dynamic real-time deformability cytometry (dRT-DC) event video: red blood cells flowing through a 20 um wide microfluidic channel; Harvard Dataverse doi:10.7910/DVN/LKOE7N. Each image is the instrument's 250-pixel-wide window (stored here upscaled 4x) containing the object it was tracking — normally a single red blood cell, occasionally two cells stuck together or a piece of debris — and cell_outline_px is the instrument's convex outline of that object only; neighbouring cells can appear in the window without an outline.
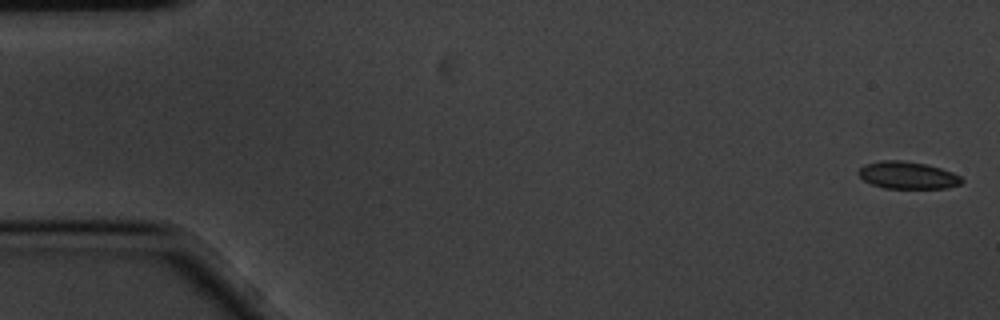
{"species": "common noctule bat (a hibernating species)", "species_latin": "Nyctalus noctula", "temperature_condition": "cold", "stored_images_in_passage": 11, "camera_frame_rate_fps": 3000, "um_per_image_px": 0.085, "animal": {"sex": "male", "body_mass_g": 20.1, "forearm_length_mm": 53.5}, "frame": {"image": 1, "passage_image": 1, "time_ms": 0.0, "image_size_px": [1000, 320], "cell_outline_px": [[964, 180], [960, 184], [948, 188], [884, 188], [872, 184], [864, 180], [856, 172], [864, 164], [880, 160], [900, 160], [928, 164], [952, 172], [960, 176]], "centroid_in_image_um": [77.14, 14.89], "position_along_channel_um": 7.9, "area_um2": 16.47}}
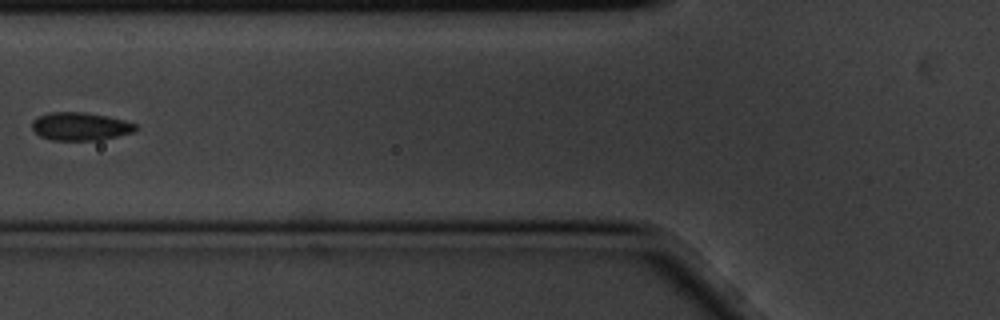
{"frame": {"image": 2, "passage_image": 6, "time_ms": 1.667, "image_size_px": [1000, 320], "cell_outline_px": [[136, 128], [132, 132], [100, 140], [52, 140], [40, 136], [32, 128], [32, 120], [48, 112], [84, 112], [108, 116], [124, 120], [136, 124]], "centroid_in_image_um": [6.8, 10.74], "position_along_channel_um": 119.0, "area_um2": 16.82}}
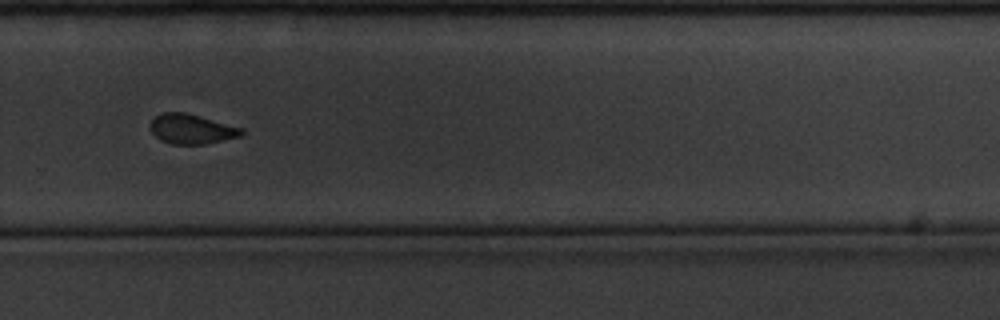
{"frame": {"image": 3, "passage_image": 11, "time_ms": 3.333, "image_size_px": [1000, 320], "cell_outline_px": [[244, 132], [240, 136], [204, 144], [172, 144], [160, 140], [148, 128], [148, 124], [160, 112], [184, 112], [200, 116], [244, 128]], "centroid_in_image_um": [16.25, 10.96], "position_along_channel_um": 313.6, "area_um2": 15.9}}